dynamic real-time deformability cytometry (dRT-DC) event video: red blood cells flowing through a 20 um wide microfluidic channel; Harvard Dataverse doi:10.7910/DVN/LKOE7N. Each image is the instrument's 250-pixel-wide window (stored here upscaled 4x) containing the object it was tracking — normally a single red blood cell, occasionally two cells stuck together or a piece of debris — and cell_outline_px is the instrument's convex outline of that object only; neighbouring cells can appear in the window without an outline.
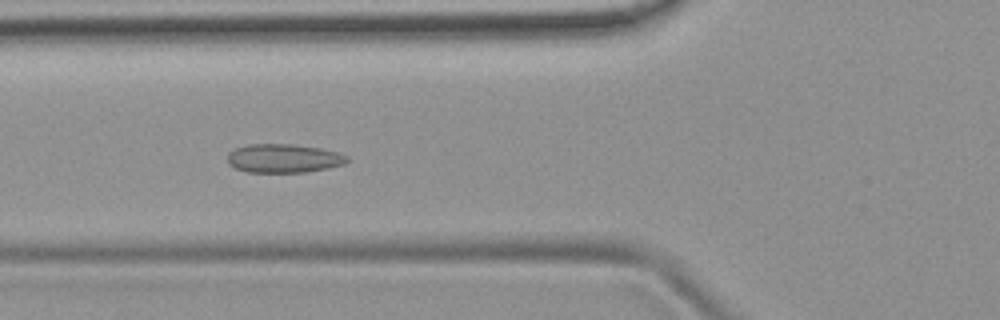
{"species": "common noctule bat (a hibernating species)", "species_latin": "Nyctalus noctula", "temperature_condition": "room temperature", "stored_images_in_passage": 52, "camera_frame_rate_fps": 3000, "um_per_image_px": 0.085, "animal": {"sex": "female", "body_mass_g": 19.9}, "frame": {"image": 1, "passage_image": 19, "time_ms": 6.0, "image_size_px": [1000, 320], "cell_outline_px": [[348, 160], [344, 164], [328, 168], [304, 172], [248, 172], [236, 168], [228, 164], [228, 152], [236, 148], [248, 144], [292, 144], [320, 148], [340, 152], [348, 156]], "centroid_in_image_um": [24.12, 13.45], "position_along_channel_um": 101.7, "area_um2": 20.06}}
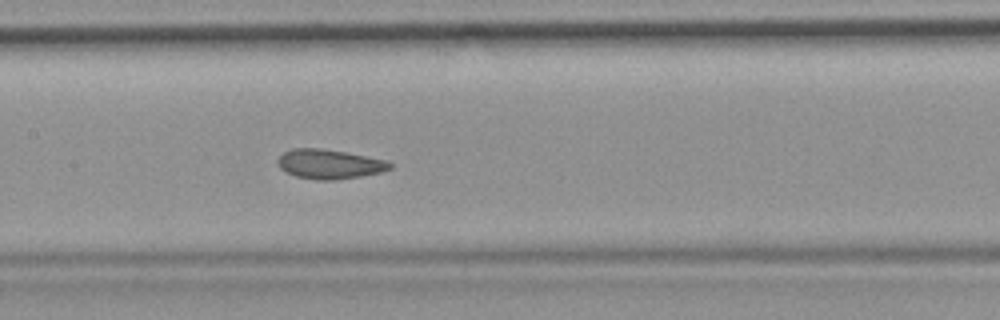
{"frame": {"image": 2, "passage_image": 25, "time_ms": 8.0, "image_size_px": [1000, 320], "cell_outline_px": [[392, 168], [380, 172], [360, 176], [332, 180], [316, 180], [296, 176], [284, 172], [280, 168], [280, 156], [284, 152], [292, 148], [320, 148], [344, 152], [388, 160], [392, 164]], "centroid_in_image_um": [28.01, 13.95], "position_along_channel_um": 179.4, "area_um2": 19.07}}
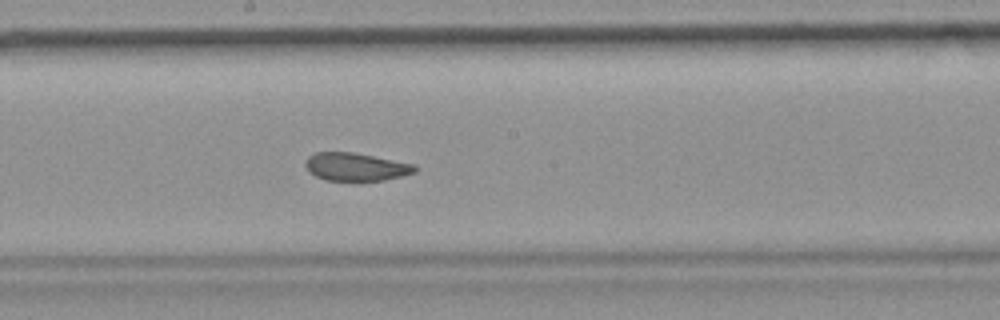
{"frame": {"image": 3, "passage_image": 28, "time_ms": 9.0, "image_size_px": [1000, 320], "cell_outline_px": [[416, 172], [384, 180], [324, 180], [308, 172], [304, 164], [308, 156], [316, 152], [352, 152], [416, 164]], "centroid_in_image_um": [30.22, 14.17], "position_along_channel_um": 218.0, "area_um2": 17.8}, "authors_computed_cell_mechanics": {"area_um2": 19.9699, "velocity_mm_per_s": 3.8822, "shape_relaxation_time_tau1_ms": null, "shape_relaxation_time_tau2_ms": 1.1683, "deformation_change_tau1": null, "deformation_change_tau2": 0.0643}}